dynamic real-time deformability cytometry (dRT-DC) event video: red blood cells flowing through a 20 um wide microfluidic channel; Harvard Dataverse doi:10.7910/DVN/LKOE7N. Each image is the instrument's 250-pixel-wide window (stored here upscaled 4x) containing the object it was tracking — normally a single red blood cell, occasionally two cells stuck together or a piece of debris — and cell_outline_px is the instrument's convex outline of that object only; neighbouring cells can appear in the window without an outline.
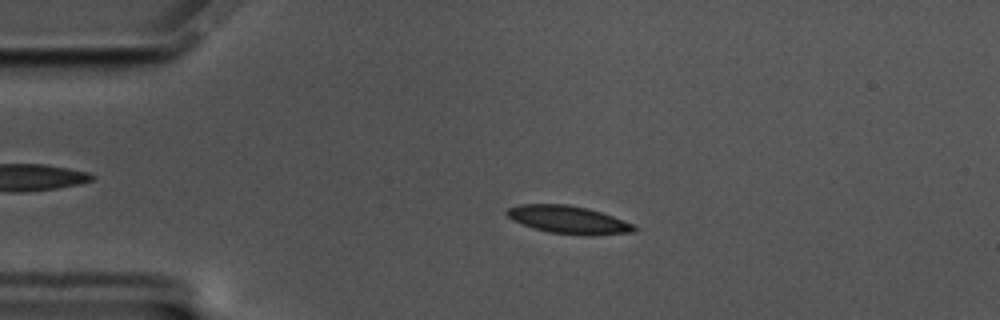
{"species": "common noctule bat (a hibernating species)", "species_latin": "Nyctalus noctula", "temperature_condition": "cold", "stored_images_in_passage": 58, "camera_frame_rate_fps": 3000, "um_per_image_px": 0.085, "animal": {"sex": "male", "body_mass_g": 17.5, "forearm_length_mm": 52.3}, "frame": {"image": 1, "passage_image": 11, "time_ms": 3.333, "image_size_px": [1000, 320], "cell_outline_px": [[640, 228], [632, 232], [592, 236], [584, 236], [548, 232], [512, 220], [504, 212], [508, 208], [516, 204], [568, 204], [588, 208], [612, 216], [632, 224]], "centroid_in_image_um": [48.31, 18.68], "position_along_channel_um": 36.7, "area_um2": 20.69}}
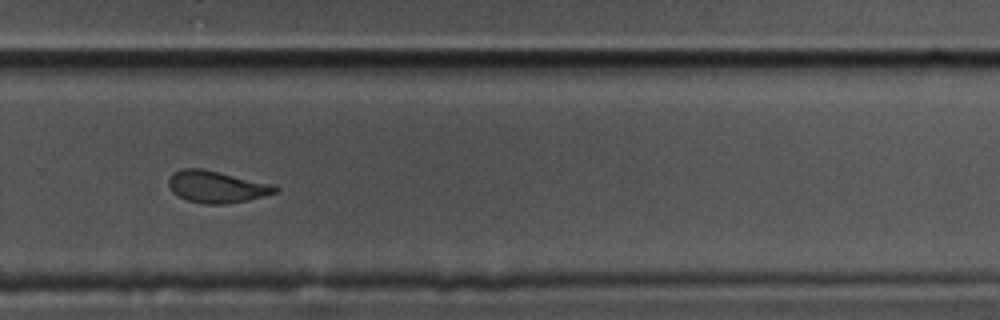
{"frame": {"image": 2, "passage_image": 39, "time_ms": 12.667, "image_size_px": [1000, 320], "cell_outline_px": [[280, 188], [276, 192], [248, 200], [224, 204], [204, 204], [188, 200], [172, 192], [168, 184], [168, 180], [180, 168], [200, 168], [276, 184]], "centroid_in_image_um": [18.45, 15.87], "position_along_channel_um": 311.4, "area_um2": 19.71}}
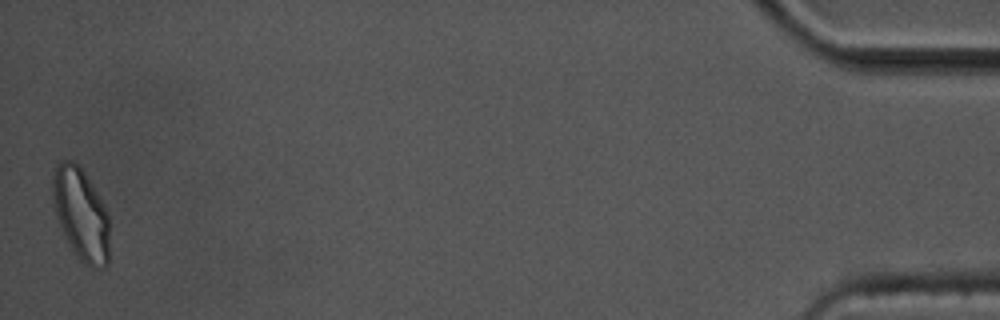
{"frame": {"image": 3, "passage_image": 58, "time_ms": 19.0, "image_size_px": [1000, 320], "cell_outline_px": [[108, 264], [104, 268], [92, 268], [84, 264], [76, 256], [56, 216], [52, 200], [52, 176], [56, 160], [72, 160], [84, 172], [104, 204], [108, 212]], "centroid_in_image_um": [6.86, 18.18], "position_along_channel_um": 428.3, "area_um2": 30.52}, "authors_computed_cell_mechanics": {"area_um2": 20.4323, "velocity_mm_per_s": 3.306, "shape_relaxation_time_tau1_ms": 6.9824, "shape_relaxation_time_tau2_ms": 1.9809, "deformation_change_tau1": 0.1519, "deformation_change_tau2": 0.0663}}